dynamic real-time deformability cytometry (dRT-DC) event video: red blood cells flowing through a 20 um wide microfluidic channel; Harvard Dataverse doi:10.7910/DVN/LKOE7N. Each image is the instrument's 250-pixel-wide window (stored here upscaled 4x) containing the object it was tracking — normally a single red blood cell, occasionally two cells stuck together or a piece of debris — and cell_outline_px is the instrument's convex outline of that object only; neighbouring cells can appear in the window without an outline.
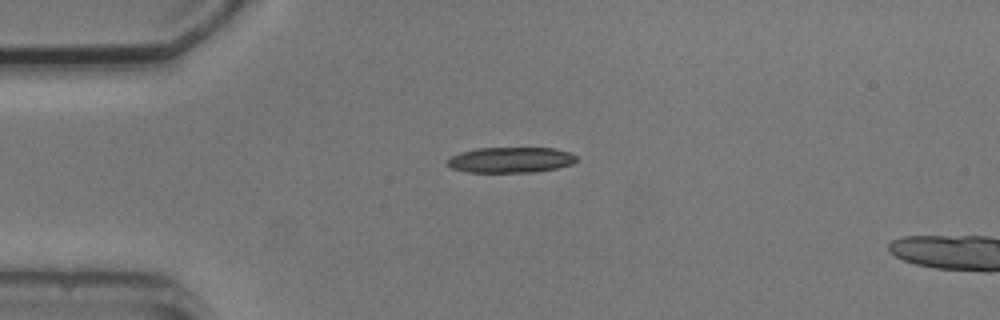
{"species": "common noctule bat (a hibernating species)", "species_latin": "Nyctalus noctula", "temperature_condition": "cold", "stored_images_in_passage": 3, "camera_frame_rate_fps": 3000, "um_per_image_px": 0.085, "animal": {"sex": "male", "body_mass_g": 20.5, "forearm_length_mm": 52.5}, "frame": {"image": 1, "passage_image": 1, "time_ms": 0.0, "image_size_px": [1000, 320], "cell_outline_px": [[576, 160], [572, 164], [556, 168], [532, 172], [468, 172], [452, 168], [444, 164], [444, 160], [448, 156], [460, 152], [476, 148], [552, 148], [568, 152], [576, 156]], "centroid_in_image_um": [43.3, 13.59], "position_along_channel_um": 41.7, "area_um2": 19.36}}